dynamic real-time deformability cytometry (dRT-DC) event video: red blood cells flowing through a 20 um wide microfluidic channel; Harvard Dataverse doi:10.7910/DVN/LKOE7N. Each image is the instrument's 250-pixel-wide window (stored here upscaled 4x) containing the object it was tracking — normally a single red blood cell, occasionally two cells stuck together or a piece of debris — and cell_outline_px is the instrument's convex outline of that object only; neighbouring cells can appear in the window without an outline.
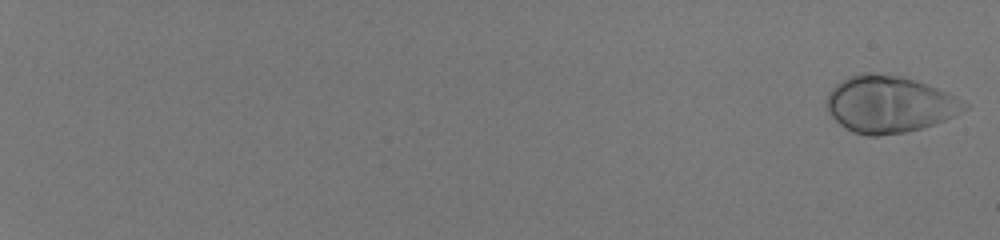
{"species": "human", "species_latin": "Homo sapiens", "temperature_condition": "room temperature", "stored_images_in_passage": 56, "camera_frame_rate_fps": 3000, "um_per_image_px": 0.085, "donor": {"sex": "male"}, "frame": {"image": 1, "passage_image": 1, "time_ms": 0.0, "image_size_px": [1000, 240], "cell_outline_px": [[968, 108], [944, 120], [920, 128], [904, 132], [876, 136], [868, 136], [852, 132], [840, 124], [828, 112], [824, 104], [824, 100], [828, 92], [836, 84], [848, 76], [860, 72], [872, 72], [900, 76], [916, 80], [956, 96], [968, 104]], "centroid_in_image_um": [75.53, 8.85], "position_along_channel_um": 9.5, "area_um2": 45.66}}
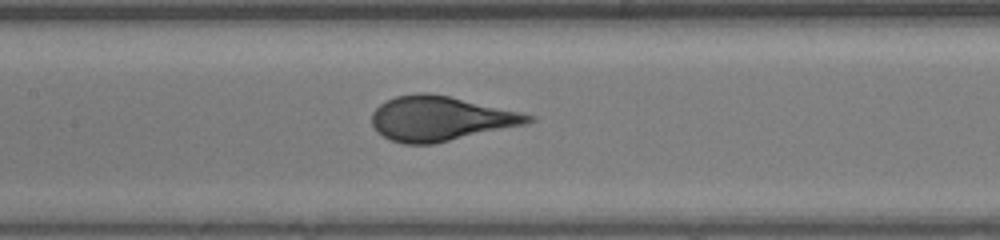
{"frame": {"image": 2, "passage_image": 33, "time_ms": 10.667, "image_size_px": [1000, 240], "cell_outline_px": [[536, 120], [524, 124], [432, 144], [404, 144], [392, 140], [384, 136], [372, 124], [372, 112], [380, 104], [396, 96], [416, 92], [428, 92], [448, 96], [524, 112], [536, 116]], "centroid_in_image_um": [37.46, 10.06], "position_along_channel_um": 169.9, "area_um2": 40.4}}
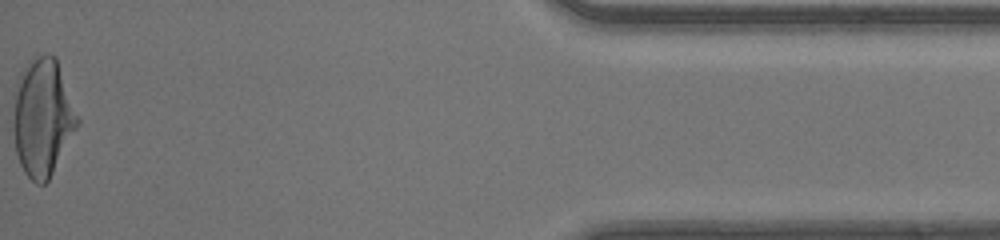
{"frame": {"image": 3, "passage_image": 56, "time_ms": 18.333, "image_size_px": [1000, 240], "cell_outline_px": [[80, 120], [76, 128], [48, 180], [44, 184], [36, 184], [24, 172], [20, 164], [16, 152], [12, 128], [12, 124], [16, 80], [20, 72], [32, 56], [48, 52], [56, 56]], "centroid_in_image_um": [3.59, 9.92], "position_along_channel_um": 431.6, "area_um2": 44.22}}